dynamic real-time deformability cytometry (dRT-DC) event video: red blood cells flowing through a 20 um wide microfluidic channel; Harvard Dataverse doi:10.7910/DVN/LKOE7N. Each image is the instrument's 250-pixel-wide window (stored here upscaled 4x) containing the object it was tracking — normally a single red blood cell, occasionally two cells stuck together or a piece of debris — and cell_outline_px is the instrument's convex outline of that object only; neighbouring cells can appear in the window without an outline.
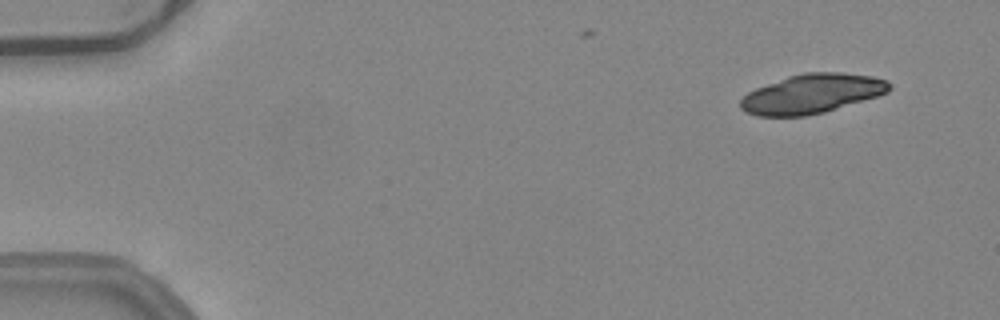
{"species": "common noctule bat (a hibernating species)", "species_latin": "Nyctalus noctula", "temperature_condition": "warm", "stored_images_in_passage": 46, "segment_of_instrument_passage": [1, 2], "camera_frame_rate_fps": 3000, "um_per_image_px": 0.085, "animal": {"sex": "female", "body_mass_g": 24.6, "forearm_length_mm": 56.2}, "frame": {"image": 1, "passage_image": 4, "time_ms": 1.0, "image_size_px": [1000, 320], "cell_outline_px": [[892, 88], [888, 92], [876, 96], [824, 112], [804, 116], [756, 116], [744, 112], [740, 108], [740, 100], [748, 92], [756, 88], [788, 76], [804, 72], [840, 72], [872, 76], [888, 80], [892, 84]], "centroid_in_image_um": [69.0, 7.96], "position_along_channel_um": 16.0, "area_um2": 34.1}}
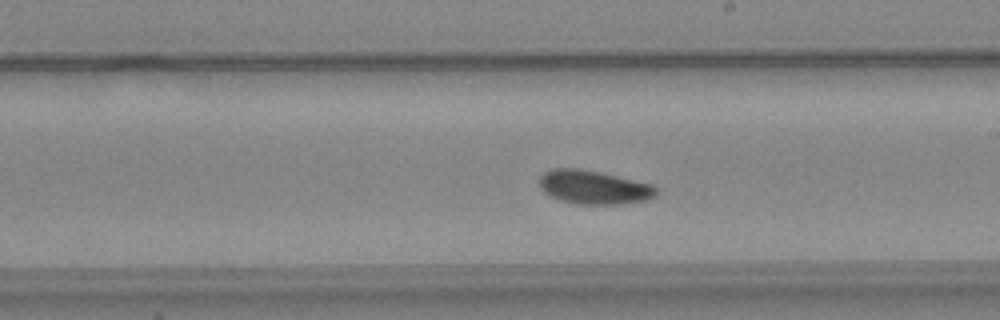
{"frame": {"image": 2, "passage_image": 23, "time_ms": 7.333, "image_size_px": [1000, 320], "cell_outline_px": [[656, 196], [648, 200], [620, 204], [576, 204], [560, 200], [548, 196], [540, 188], [540, 176], [544, 172], [552, 168], [580, 168], [600, 172], [652, 184], [656, 188]], "centroid_in_image_um": [50.45, 15.92], "position_along_channel_um": 238.6, "area_um2": 23.12}}
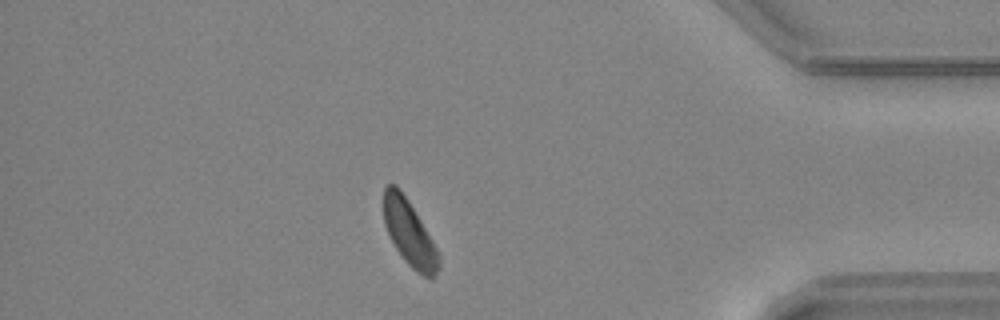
{"frame": {"image": 3, "passage_image": 38, "time_ms": 12.333, "image_size_px": [1000, 320], "cell_outline_px": [[440, 268], [436, 276], [432, 280], [428, 280], [416, 272], [404, 260], [396, 248], [384, 224], [384, 188], [388, 184], [396, 184], [400, 188], [408, 200], [432, 240], [440, 256]], "centroid_in_image_um": [34.82, 19.87], "position_along_channel_um": 400.4, "area_um2": 21.04}}